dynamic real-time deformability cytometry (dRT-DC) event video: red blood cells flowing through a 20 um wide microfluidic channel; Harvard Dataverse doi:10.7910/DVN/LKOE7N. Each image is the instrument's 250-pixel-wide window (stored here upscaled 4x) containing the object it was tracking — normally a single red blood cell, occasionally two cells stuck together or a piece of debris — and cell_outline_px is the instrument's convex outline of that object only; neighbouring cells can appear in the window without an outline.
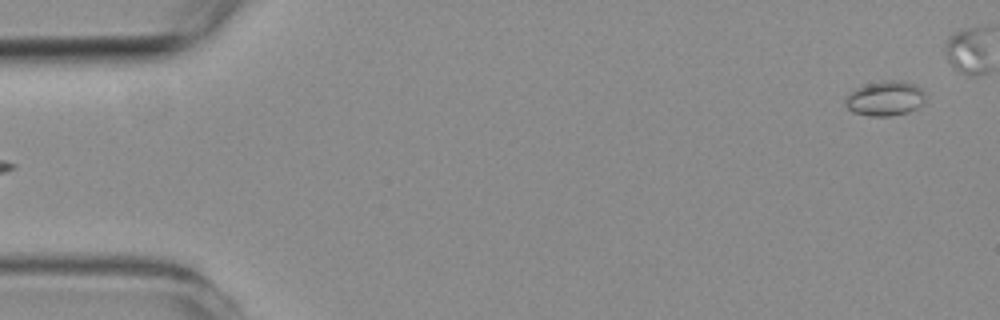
{"species": "common noctule bat (a hibernating species)", "species_latin": "Nyctalus noctula", "temperature_condition": "room temperature", "stored_images_in_passage": 6, "segment_of_instrument_passage": [2, 2], "camera_frame_rate_fps": 3000, "um_per_image_px": 0.085, "animal": {"sex": "female", "body_mass_g": 19.3, "forearm_length_mm": 54.1}, "frame": {"image": 1, "passage_image": 6, "time_ms": 6.0, "image_size_px": [1000, 320], "cell_outline_px": [[924, 104], [908, 112], [892, 116], [872, 116], [852, 112], [848, 108], [844, 100], [848, 92], [856, 88], [868, 84], [884, 80], [888, 80], [912, 84], [920, 88], [924, 92]], "centroid_in_image_um": [75.21, 8.38], "position_along_channel_um": 9.8, "area_um2": 16.07}}